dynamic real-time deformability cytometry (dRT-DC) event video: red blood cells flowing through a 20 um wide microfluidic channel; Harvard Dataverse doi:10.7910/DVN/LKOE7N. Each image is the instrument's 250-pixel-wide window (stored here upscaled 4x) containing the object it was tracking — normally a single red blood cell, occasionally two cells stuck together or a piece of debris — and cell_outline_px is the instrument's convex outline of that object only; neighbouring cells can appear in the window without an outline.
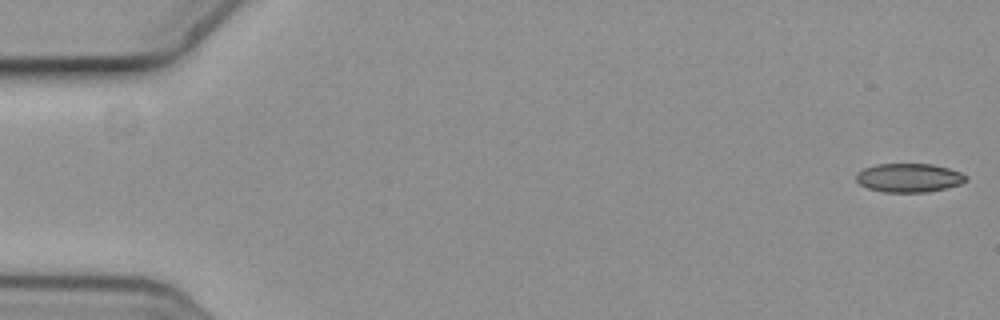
{"species": "common noctule bat (a hibernating species)", "species_latin": "Nyctalus noctula", "temperature_condition": "cold", "stored_images_in_passage": 8, "camera_frame_rate_fps": 3000, "um_per_image_px": 0.085, "animal": {"sex": "female", "body_mass_g": 19.3, "forearm_length_mm": 54.1}, "frame": {"image": 1, "passage_image": 1, "time_ms": 0.0, "image_size_px": [1000, 320], "cell_outline_px": [[968, 180], [960, 184], [928, 192], [884, 192], [868, 188], [860, 184], [856, 180], [856, 172], [864, 168], [876, 164], [932, 164], [948, 168], [960, 172], [968, 176]], "centroid_in_image_um": [77.26, 15.11], "position_along_channel_um": 7.7, "area_um2": 18.44}}
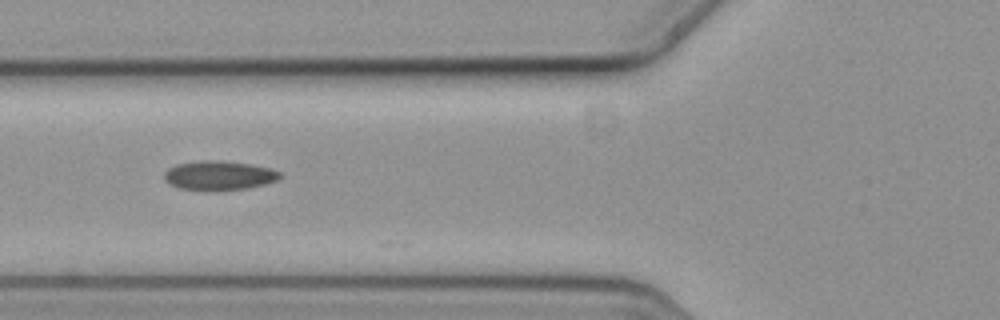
{"frame": {"image": 2, "passage_image": 7, "time_ms": 2.0, "image_size_px": [1000, 320], "cell_outline_px": [[280, 176], [276, 180], [264, 184], [248, 188], [212, 192], [180, 188], [168, 184], [164, 180], [164, 172], [168, 168], [176, 164], [200, 160], [220, 160], [252, 164], [272, 168], [280, 172]], "centroid_in_image_um": [18.58, 14.92], "position_along_channel_um": 107.2, "area_um2": 20.17}}
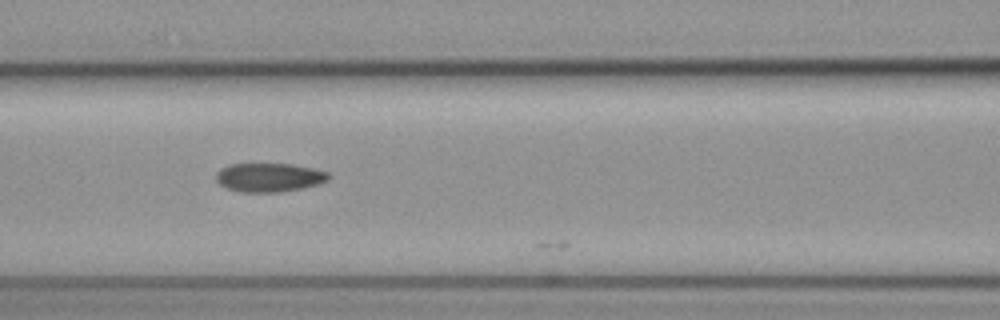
{"frame": {"image": 3, "passage_image": 8, "time_ms": 2.333, "image_size_px": [1000, 320], "cell_outline_px": [[332, 176], [328, 180], [320, 184], [304, 188], [280, 192], [240, 192], [228, 188], [220, 184], [216, 180], [216, 172], [220, 168], [228, 164], [292, 164], [312, 168], [328, 172]], "centroid_in_image_um": [22.9, 15.08], "position_along_channel_um": 143.7, "area_um2": 19.07}}